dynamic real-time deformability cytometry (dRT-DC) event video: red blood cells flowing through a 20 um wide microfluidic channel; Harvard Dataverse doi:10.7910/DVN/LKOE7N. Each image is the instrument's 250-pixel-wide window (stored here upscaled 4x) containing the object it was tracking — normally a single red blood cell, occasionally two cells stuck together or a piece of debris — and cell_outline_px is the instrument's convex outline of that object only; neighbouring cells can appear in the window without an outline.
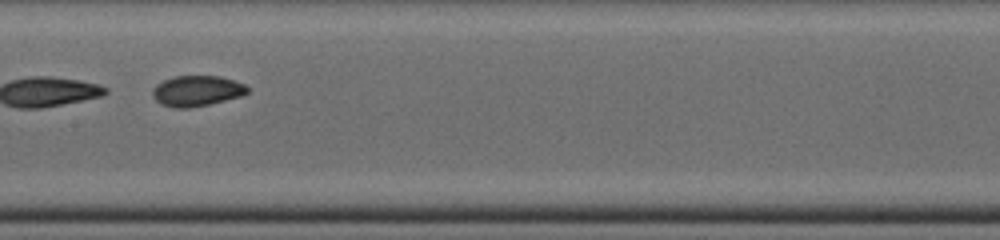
{"species": "common noctule bat (a hibernating species)", "species_latin": "Nyctalus noctula", "temperature_condition": "cold", "stored_images_in_passage": 39, "segment_of_instrument_passage": [2, 2], "camera_frame_rate_fps": 3000, "um_per_image_px": 0.085, "animal": {"sex": "male", "body_mass_g": 19.0, "forearm_length_mm": 50.8}, "frame": {"image": 1, "passage_image": 19, "time_ms": 6.0, "image_size_px": [1000, 240], "cell_outline_px": [[248, 92], [240, 96], [208, 104], [188, 108], [176, 108], [160, 104], [152, 96], [152, 88], [156, 84], [172, 76], [220, 76], [244, 84], [248, 88]], "centroid_in_image_um": [16.68, 7.72], "position_along_channel_um": 190.7, "area_um2": 16.82}}
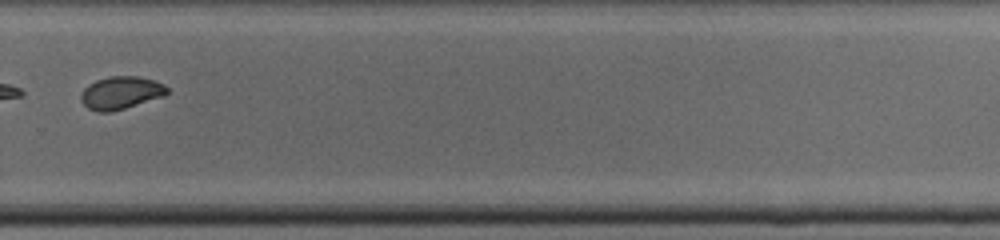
{"frame": {"image": 2, "passage_image": 27, "time_ms": 8.667, "image_size_px": [1000, 240], "cell_outline_px": [[168, 92], [164, 96], [124, 108], [108, 112], [96, 112], [88, 108], [80, 100], [80, 96], [84, 88], [88, 84], [96, 80], [108, 76], [140, 76], [164, 84], [168, 88]], "centroid_in_image_um": [10.25, 7.88], "position_along_channel_um": 319.5, "area_um2": 16.42}}